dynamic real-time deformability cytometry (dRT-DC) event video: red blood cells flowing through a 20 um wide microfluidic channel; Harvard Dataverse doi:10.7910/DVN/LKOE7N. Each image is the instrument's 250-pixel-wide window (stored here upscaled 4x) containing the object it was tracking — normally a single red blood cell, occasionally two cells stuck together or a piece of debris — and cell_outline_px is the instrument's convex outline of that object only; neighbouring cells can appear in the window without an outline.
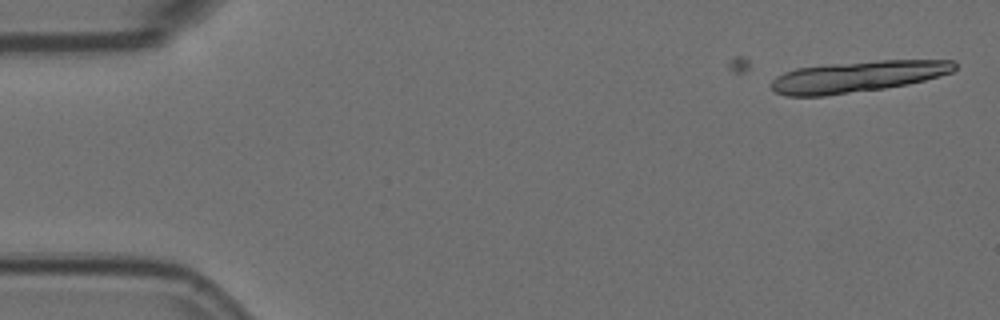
{"species": "Egyptian fruit bat (a non-hibernating species)", "species_latin": "Rousettus aegyptiacus", "temperature_condition": "room temperature", "stored_images_in_passage": 18, "segment_of_instrument_passage": [1, 2], "camera_frame_rate_fps": 3000, "um_per_image_px": 0.085, "animal": {"sex": "female"}, "frame": {"image": 1, "passage_image": 1, "time_ms": 0.0, "image_size_px": [1000, 320], "cell_outline_px": [[956, 68], [952, 72], [940, 76], [908, 84], [884, 88], [824, 96], [784, 96], [776, 92], [772, 88], [772, 80], [776, 76], [784, 72], [796, 68], [828, 64], [876, 60], [956, 60]], "centroid_in_image_um": [72.89, 6.5], "position_along_channel_um": 12.1, "area_um2": 33.47}}